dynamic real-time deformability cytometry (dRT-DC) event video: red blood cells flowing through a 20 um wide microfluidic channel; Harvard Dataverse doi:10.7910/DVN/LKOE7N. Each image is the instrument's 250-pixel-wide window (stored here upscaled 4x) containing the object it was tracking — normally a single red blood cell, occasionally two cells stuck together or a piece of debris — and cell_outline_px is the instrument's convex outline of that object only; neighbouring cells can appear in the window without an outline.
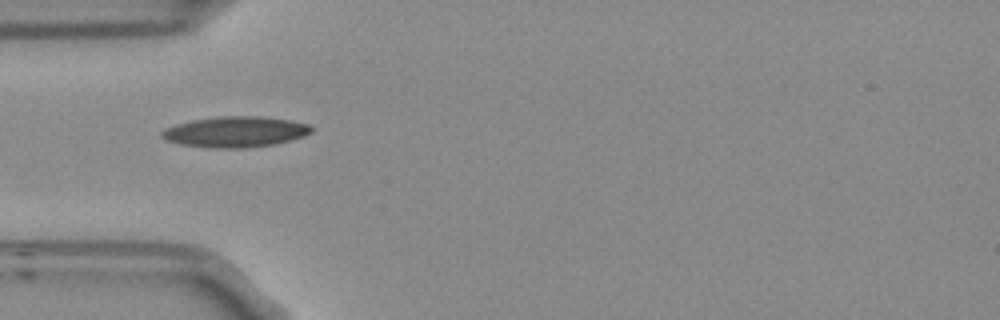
{"species": "Egyptian fruit bat (a non-hibernating species)", "species_latin": "Rousettus aegyptiacus", "temperature_condition": "room temperature", "stored_images_in_passage": 3, "camera_frame_rate_fps": 3000, "um_per_image_px": 0.085, "frame": {"image": 1, "passage_image": 1, "time_ms": 0.0, "image_size_px": [1000, 320], "cell_outline_px": [[312, 132], [304, 136], [272, 144], [244, 148], [212, 148], [184, 144], [168, 140], [160, 136], [160, 132], [164, 128], [176, 124], [192, 120], [220, 116], [264, 116], [292, 120], [308, 124], [312, 128]], "centroid_in_image_um": [20.01, 11.19], "position_along_channel_um": 65.0, "area_um2": 26.65}}